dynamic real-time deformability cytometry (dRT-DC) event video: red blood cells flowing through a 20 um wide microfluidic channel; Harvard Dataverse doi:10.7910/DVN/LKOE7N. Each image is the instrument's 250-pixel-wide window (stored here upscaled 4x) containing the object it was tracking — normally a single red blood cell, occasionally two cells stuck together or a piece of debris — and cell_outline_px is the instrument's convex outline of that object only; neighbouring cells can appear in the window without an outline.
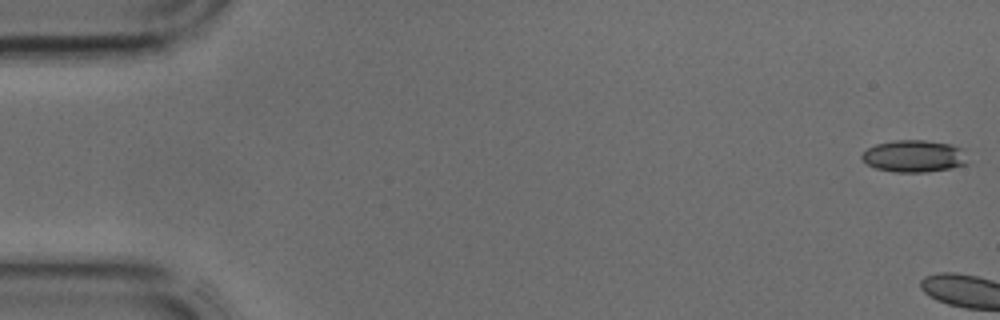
{"species": "common noctule bat (a hibernating species)", "species_latin": "Nyctalus noctula", "temperature_condition": "cold", "stored_images_in_passage": 3, "camera_frame_rate_fps": 3000, "um_per_image_px": 0.085, "animal": {"sex": "male", "body_mass_g": 17.9, "forearm_length_mm": 54.2}, "frame": {"image": 1, "passage_image": 1, "time_ms": 0.0, "image_size_px": [1000, 320], "cell_outline_px": [[968, 164], [952, 168], [928, 172], [896, 172], [876, 168], [868, 164], [860, 156], [868, 148], [876, 144], [896, 140], [924, 140], [952, 144], [964, 148]], "centroid_in_image_um": [77.76, 13.27], "position_along_channel_um": 7.2, "area_um2": 19.88}}